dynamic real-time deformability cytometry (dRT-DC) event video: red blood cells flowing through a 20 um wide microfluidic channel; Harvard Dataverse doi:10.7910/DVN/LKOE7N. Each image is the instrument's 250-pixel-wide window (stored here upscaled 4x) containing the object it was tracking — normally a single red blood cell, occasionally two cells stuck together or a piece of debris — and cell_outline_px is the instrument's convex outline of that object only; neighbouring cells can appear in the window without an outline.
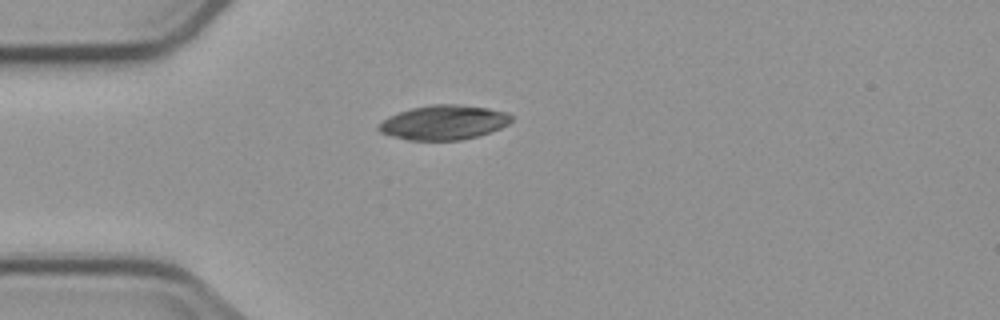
{"species": "common noctule bat (a hibernating species)", "species_latin": "Nyctalus noctula", "temperature_condition": "cold", "stored_images_in_passage": 1, "camera_frame_rate_fps": 3000, "um_per_image_px": 0.085, "animal": {"sex": "male", "body_mass_g": 23.1, "forearm_length_mm": 52.7}, "frame": {"image": 1, "passage_image": 1, "time_ms": 0.0, "image_size_px": [1000, 320], "cell_outline_px": [[512, 120], [508, 124], [500, 128], [476, 136], [460, 140], [408, 140], [392, 136], [380, 132], [376, 128], [388, 116], [412, 108], [428, 104], [460, 104], [488, 108], [508, 112], [512, 116]], "centroid_in_image_um": [37.72, 10.4], "position_along_channel_um": 47.3, "area_um2": 26.65}}